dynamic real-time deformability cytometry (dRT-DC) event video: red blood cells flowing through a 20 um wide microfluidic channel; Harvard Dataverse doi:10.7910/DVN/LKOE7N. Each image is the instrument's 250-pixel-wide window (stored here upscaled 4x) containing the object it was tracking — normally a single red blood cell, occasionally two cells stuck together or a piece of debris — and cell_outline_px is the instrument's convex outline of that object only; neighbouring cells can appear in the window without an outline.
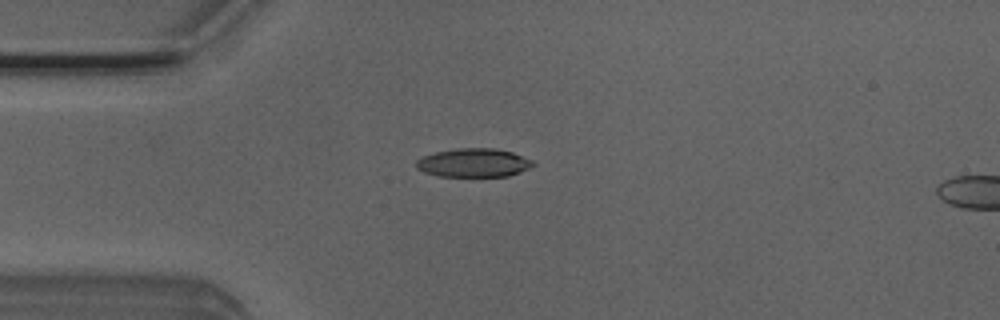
{"species": "Egyptian fruit bat (a non-hibernating species)", "species_latin": "Rousettus aegyptiacus", "temperature_condition": "room temperature", "stored_images_in_passage": 4, "camera_frame_rate_fps": 3000, "um_per_image_px": 0.085, "animal": {"sex": "male"}, "frame": {"image": 1, "passage_image": 3, "time_ms": 0.667, "image_size_px": [1000, 320], "cell_outline_px": [[536, 164], [520, 172], [508, 176], [440, 176], [424, 172], [416, 168], [416, 160], [420, 156], [436, 152], [456, 148], [496, 148], [512, 152], [532, 160]], "centroid_in_image_um": [40.24, 13.83], "position_along_channel_um": 44.8, "area_um2": 19.54}}